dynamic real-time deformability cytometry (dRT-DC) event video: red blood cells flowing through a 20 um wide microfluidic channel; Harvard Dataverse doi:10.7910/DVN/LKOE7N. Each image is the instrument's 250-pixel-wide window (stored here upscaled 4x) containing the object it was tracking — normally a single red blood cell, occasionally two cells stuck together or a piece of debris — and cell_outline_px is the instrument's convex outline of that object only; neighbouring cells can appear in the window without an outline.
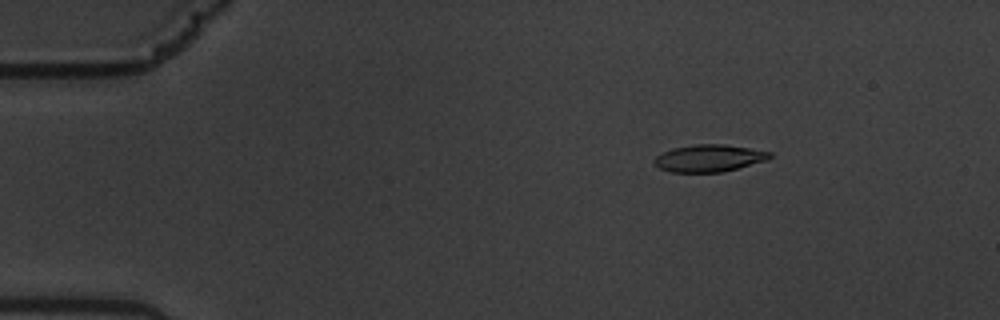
{"species": "common noctule bat (a hibernating species)", "species_latin": "Nyctalus noctula", "temperature_condition": "warm", "stored_images_in_passage": 58, "camera_frame_rate_fps": 3000, "um_per_image_px": 0.085, "animal": {"sex": "male", "body_mass_g": 19.5, "forearm_length_mm": 54.6}, "frame": {"image": 1, "passage_image": 9, "time_ms": 2.667, "image_size_px": [1000, 320], "cell_outline_px": [[772, 156], [768, 160], [720, 172], [672, 172], [660, 168], [652, 164], [652, 160], [656, 156], [672, 148], [696, 144], [724, 144], [772, 152]], "centroid_in_image_um": [60.24, 13.44], "position_along_channel_um": 24.8, "area_um2": 18.21}}
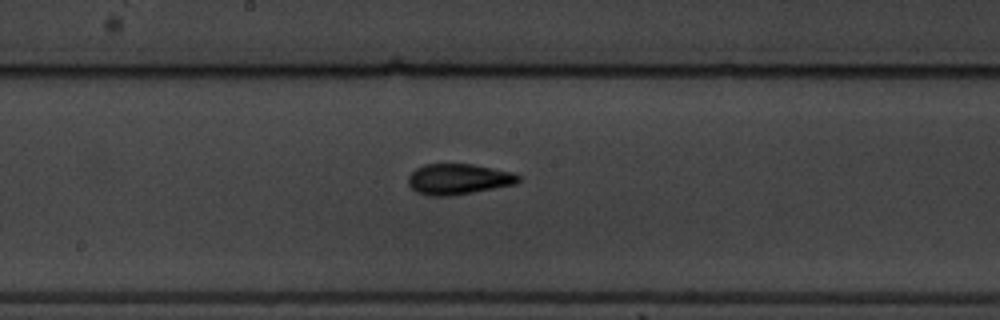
{"frame": {"image": 2, "passage_image": 31, "time_ms": 10.0, "image_size_px": [1000, 320], "cell_outline_px": [[520, 180], [516, 184], [452, 196], [428, 196], [416, 192], [408, 184], [408, 176], [416, 168], [424, 164], [472, 164], [512, 172], [520, 176]], "centroid_in_image_um": [38.94, 15.23], "position_along_channel_um": 209.3, "area_um2": 19.77}}
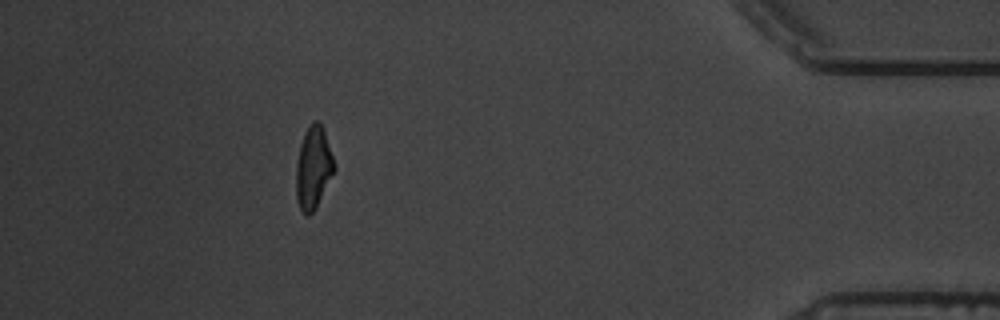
{"frame": {"image": 3, "passage_image": 52, "time_ms": 17.0, "image_size_px": [1000, 320], "cell_outline_px": [[336, 168], [316, 208], [308, 216], [300, 208], [296, 196], [296, 164], [300, 144], [304, 132], [312, 120], [316, 120], [320, 124], [324, 132], [336, 164]], "centroid_in_image_um": [26.63, 14.24], "position_along_channel_um": 408.6, "area_um2": 18.26}, "authors_computed_cell_mechanics": {"area_um2": 18.6694, "velocity_mm_per_s": 3.5531, "shape_relaxation_time_tau1_ms": 6.0791, "shape_relaxation_time_tau2_ms": 1.6047, "deformation_change_tau1": 0.2282, "deformation_change_tau2": 0.0826}}